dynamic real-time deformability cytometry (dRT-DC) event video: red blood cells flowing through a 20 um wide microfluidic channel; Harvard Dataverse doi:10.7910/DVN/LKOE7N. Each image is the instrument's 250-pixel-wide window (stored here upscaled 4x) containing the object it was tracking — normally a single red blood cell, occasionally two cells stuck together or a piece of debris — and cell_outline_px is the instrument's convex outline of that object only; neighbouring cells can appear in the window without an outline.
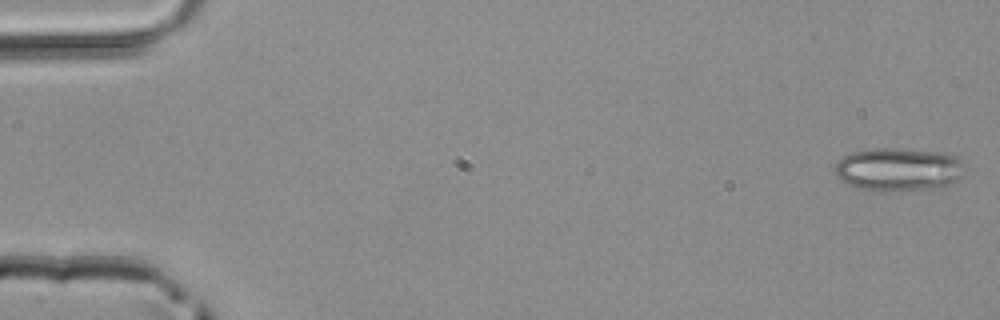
{"species": "common noctule bat (a hibernating species)", "species_latin": "Nyctalus noctula", "temperature_condition": "room temperature", "stored_images_in_passage": 50, "segment_of_instrument_passage": [1, 2], "camera_frame_rate_fps": 3000, "um_per_image_px": 0.085, "animal": {"sex": "male", "body_mass_g": 20.4}, "frame": {"image": 1, "passage_image": 1, "time_ms": 0.0, "image_size_px": [1000, 320], "cell_outline_px": [[964, 176], [948, 184], [924, 188], [884, 192], [860, 188], [840, 180], [836, 176], [836, 164], [844, 156], [852, 152], [872, 148], [896, 148], [932, 152], [956, 156], [960, 160]], "centroid_in_image_um": [76.32, 14.39], "position_along_channel_um": 8.7, "area_um2": 32.02}}
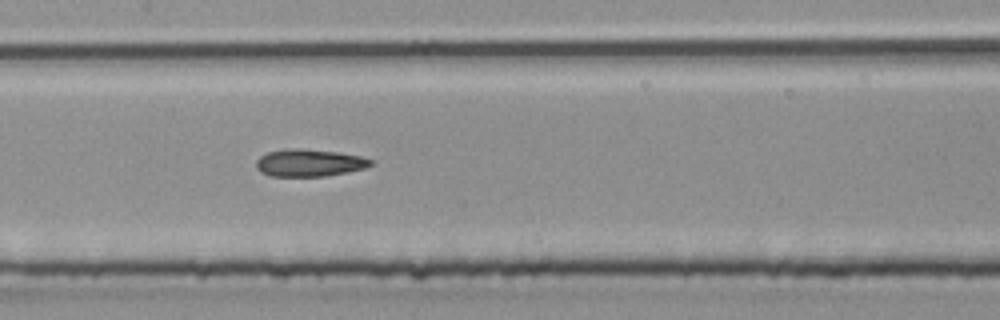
{"frame": {"image": 2, "passage_image": 24, "time_ms": 7.667, "image_size_px": [1000, 320], "cell_outline_px": [[372, 164], [364, 168], [348, 172], [324, 176], [272, 176], [260, 172], [256, 168], [256, 160], [260, 156], [268, 152], [292, 148], [300, 148], [336, 152], [360, 156], [372, 160]], "centroid_in_image_um": [26.26, 13.84], "position_along_channel_um": 181.1, "area_um2": 18.09}}
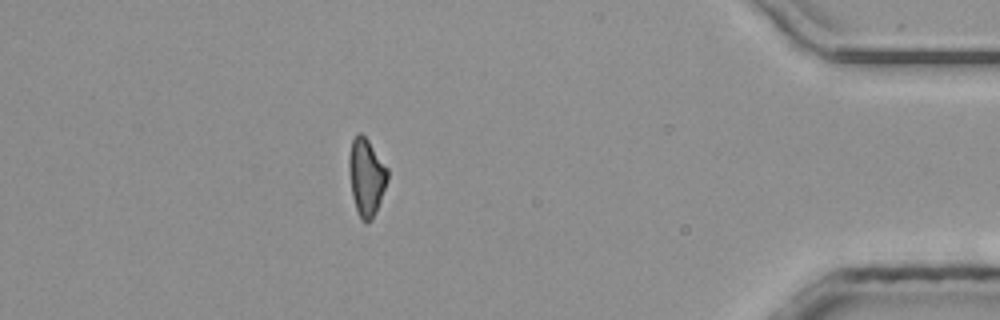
{"frame": {"image": 3, "passage_image": 43, "time_ms": 14.0, "image_size_px": [1000, 320], "cell_outline_px": [[388, 180], [376, 212], [372, 220], [364, 220], [360, 216], [356, 208], [352, 196], [348, 172], [348, 156], [352, 140], [360, 132], [368, 140], [388, 168]], "centroid_in_image_um": [31.13, 15.02], "position_along_channel_um": 404.1, "area_um2": 17.28}}